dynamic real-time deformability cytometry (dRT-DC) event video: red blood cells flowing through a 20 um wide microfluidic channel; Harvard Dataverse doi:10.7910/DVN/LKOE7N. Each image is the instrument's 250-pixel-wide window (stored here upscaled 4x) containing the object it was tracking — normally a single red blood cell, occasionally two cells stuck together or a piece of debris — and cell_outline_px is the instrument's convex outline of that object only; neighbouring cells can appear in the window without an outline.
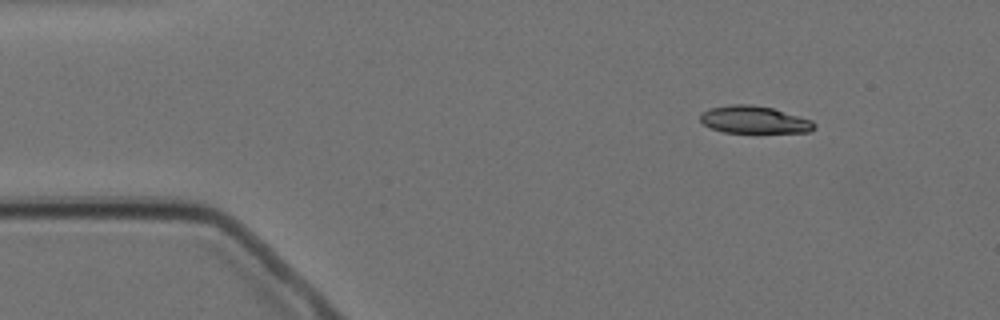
{"species": "Egyptian fruit bat (a non-hibernating species)", "species_latin": "Rousettus aegyptiacus", "temperature_condition": "cold", "stored_images_in_passage": 10, "camera_frame_rate_fps": 3000, "um_per_image_px": 0.085, "animal": {"sex": "female"}, "frame": {"image": 1, "passage_image": 2, "time_ms": 1.333, "image_size_px": [1000, 320], "cell_outline_px": [[816, 128], [808, 132], [724, 132], [712, 128], [704, 124], [700, 120], [700, 112], [708, 108], [732, 104], [752, 104], [772, 108], [812, 120], [816, 124]], "centroid_in_image_um": [64.09, 10.16], "position_along_channel_um": 20.9, "area_um2": 18.15}}
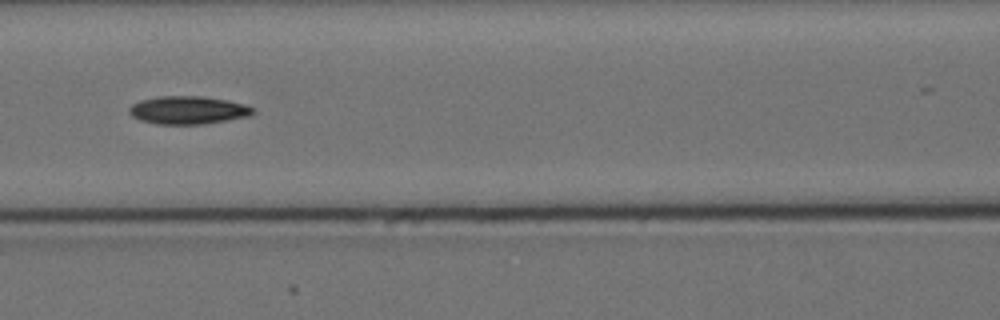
{"frame": {"image": 2, "passage_image": 7, "time_ms": 7.0, "image_size_px": [1000, 320], "cell_outline_px": [[256, 112], [252, 116], [204, 124], [156, 124], [140, 120], [132, 116], [128, 112], [128, 108], [132, 104], [140, 100], [160, 96], [200, 96], [228, 100], [244, 104], [256, 108]], "centroid_in_image_um": [16.02, 9.36], "position_along_channel_um": 150.6, "area_um2": 20.46}}
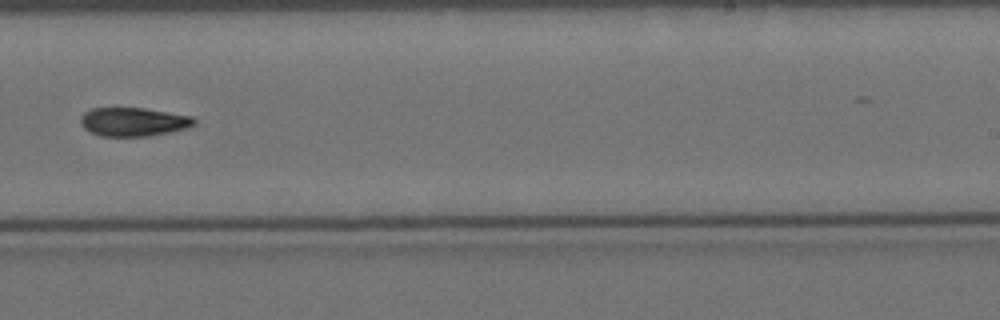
{"frame": {"image": 3, "passage_image": 10, "time_ms": 10.667, "image_size_px": [1000, 320], "cell_outline_px": [[196, 124], [188, 128], [172, 132], [148, 136], [100, 136], [88, 132], [80, 124], [80, 116], [84, 112], [92, 108], [144, 108], [192, 116], [196, 120]], "centroid_in_image_um": [11.33, 10.36], "position_along_channel_um": 277.7, "area_um2": 19.25}}